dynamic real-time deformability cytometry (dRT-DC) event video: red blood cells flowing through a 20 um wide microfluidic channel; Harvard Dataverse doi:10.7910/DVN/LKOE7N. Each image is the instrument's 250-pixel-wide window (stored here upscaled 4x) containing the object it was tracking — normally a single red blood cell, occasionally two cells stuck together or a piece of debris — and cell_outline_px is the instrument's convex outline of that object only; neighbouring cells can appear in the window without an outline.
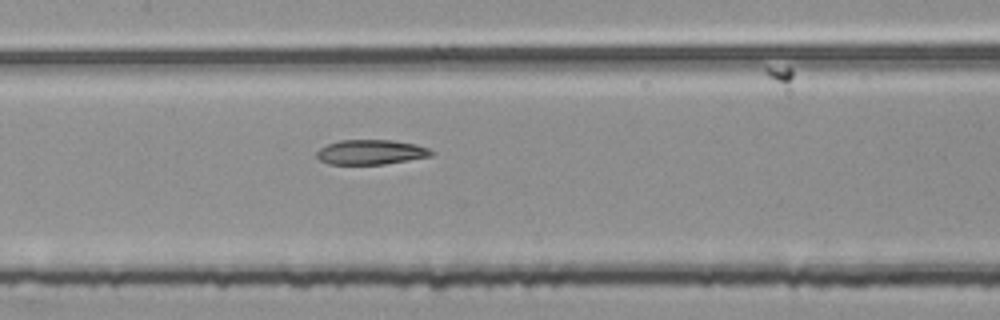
{"species": "common noctule bat (a hibernating species)", "species_latin": "Nyctalus noctula", "temperature_condition": "room temperature", "stored_images_in_passage": 54, "segment_of_instrument_passage": [2, 2], "camera_frame_rate_fps": 3000, "um_per_image_px": 0.085, "animal": {"sex": "female", "body_mass_g": 25.1}, "frame": {"image": 1, "passage_image": 26, "time_ms": 8.333, "image_size_px": [1000, 320], "cell_outline_px": [[436, 152], [432, 156], [384, 164], [328, 164], [320, 160], [316, 156], [316, 152], [320, 148], [328, 144], [340, 140], [392, 140], [416, 144], [428, 148]], "centroid_in_image_um": [31.54, 12.93], "position_along_channel_um": 175.9, "area_um2": 16.59}}
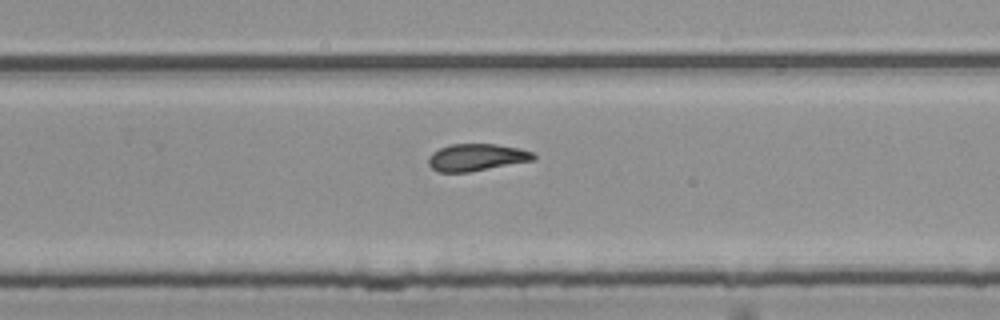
{"frame": {"image": 2, "passage_image": 35, "time_ms": 11.333, "image_size_px": [1000, 320], "cell_outline_px": [[536, 160], [468, 172], [440, 172], [432, 168], [428, 164], [428, 156], [432, 152], [440, 148], [452, 144], [496, 144], [520, 148], [532, 152], [536, 156]], "centroid_in_image_um": [40.52, 13.37], "position_along_channel_um": 289.3, "area_um2": 16.65}}
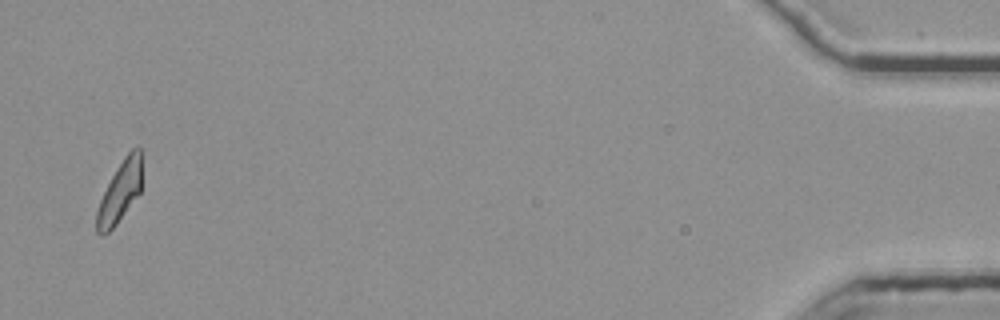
{"frame": {"image": 3, "passage_image": 53, "time_ms": 17.333, "image_size_px": [1000, 320], "cell_outline_px": [[140, 192], [116, 224], [108, 232], [100, 236], [96, 232], [96, 212], [100, 200], [116, 168], [124, 156], [132, 148], [140, 148]], "centroid_in_image_um": [10.15, 16.34], "position_along_channel_um": 425.0, "area_um2": 15.61}}